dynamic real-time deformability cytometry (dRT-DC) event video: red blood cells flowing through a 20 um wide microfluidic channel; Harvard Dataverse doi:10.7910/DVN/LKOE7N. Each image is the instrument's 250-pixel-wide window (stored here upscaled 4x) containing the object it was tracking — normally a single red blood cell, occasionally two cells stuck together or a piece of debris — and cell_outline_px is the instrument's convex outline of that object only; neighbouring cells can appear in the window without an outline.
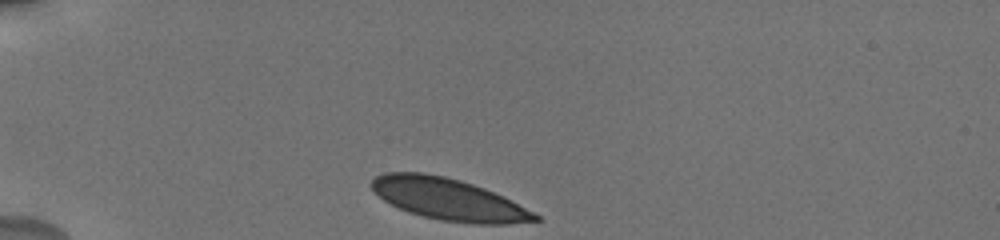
{"species": "human", "species_latin": "Homo sapiens", "temperature_condition": "cold", "stored_images_in_passage": 5, "camera_frame_rate_fps": 3000, "um_per_image_px": 0.085, "donor": {"sex": "male"}, "frame": {"image": 1, "passage_image": 1, "time_ms": 0.0, "image_size_px": [1000, 240], "cell_outline_px": [[544, 220], [508, 224], [472, 224], [440, 220], [408, 212], [384, 200], [368, 184], [376, 176], [384, 172], [424, 172], [444, 176], [460, 180], [484, 188], [504, 196], [540, 216]], "centroid_in_image_um": [38.14, 16.94], "position_along_channel_um": 46.9, "area_um2": 39.77}}
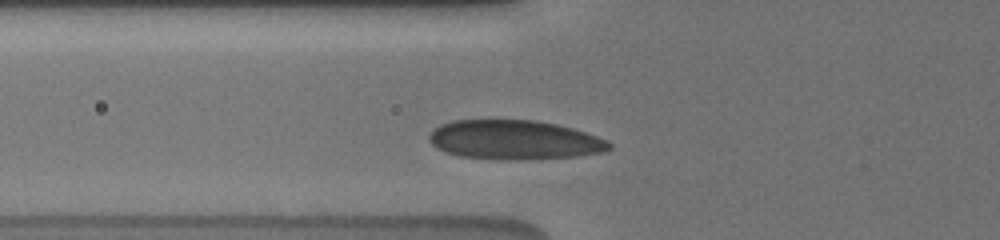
{"frame": {"image": 2, "passage_image": 4, "time_ms": 2.0, "image_size_px": [1000, 240], "cell_outline_px": [[612, 148], [604, 152], [576, 156], [524, 160], [520, 160], [460, 156], [436, 148], [428, 140], [428, 136], [440, 124], [456, 120], [536, 120], [556, 124], [572, 128], [608, 140], [612, 144]], "centroid_in_image_um": [43.75, 11.89], "position_along_channel_um": 82.0, "area_um2": 41.1}}